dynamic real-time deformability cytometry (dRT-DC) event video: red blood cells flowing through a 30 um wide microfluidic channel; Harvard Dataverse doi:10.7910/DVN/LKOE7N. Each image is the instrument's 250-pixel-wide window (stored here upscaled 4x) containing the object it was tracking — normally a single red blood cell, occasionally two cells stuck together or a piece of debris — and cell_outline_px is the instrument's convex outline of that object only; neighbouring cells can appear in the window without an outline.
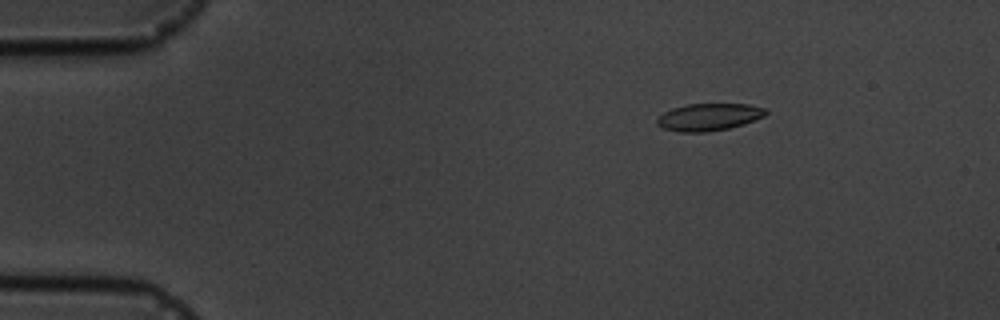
{"species": "common noctule bat (a hibernating species)", "species_latin": "Nyctalus noctula", "temperature_condition": "cold", "stored_images_in_passage": 16, "camera_frame_rate_fps": 3000, "um_per_image_px": 0.085, "animal": {"sex": "male", "body_mass_g": 19.5, "forearm_length_mm": 54.6}, "frame": {"image": 1, "passage_image": 3, "time_ms": 2.333, "image_size_px": [1000, 320], "cell_outline_px": [[768, 112], [764, 116], [744, 124], [728, 128], [704, 132], [680, 132], [664, 128], [656, 124], [656, 116], [672, 108], [688, 104], [748, 104], [764, 108]], "centroid_in_image_um": [60.22, 9.94], "position_along_channel_um": 24.8, "area_um2": 17.22}}
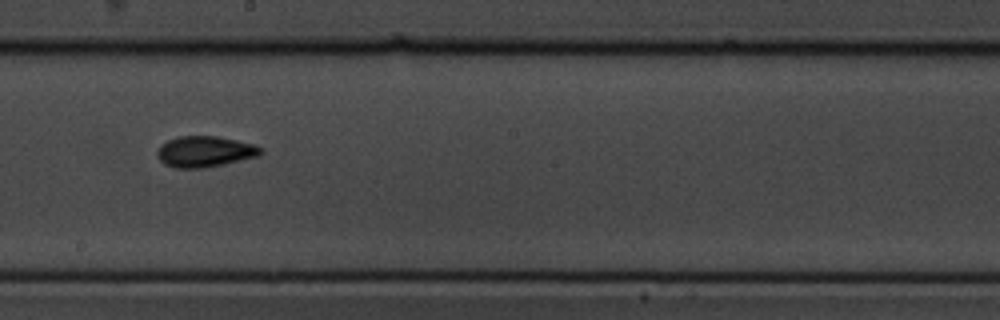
{"frame": {"image": 2, "passage_image": 10, "time_ms": 10.0, "image_size_px": [1000, 320], "cell_outline_px": [[264, 152], [260, 156], [224, 164], [204, 168], [172, 168], [164, 164], [156, 156], [156, 152], [160, 144], [168, 140], [180, 136], [216, 136], [236, 140], [252, 144], [264, 148]], "centroid_in_image_um": [17.41, 12.89], "position_along_channel_um": 230.8, "area_um2": 18.9}}
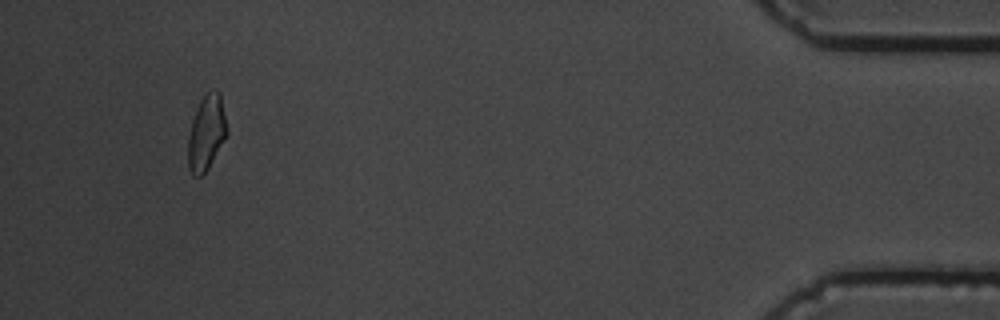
{"frame": {"image": 3, "passage_image": 16, "time_ms": 17.0, "image_size_px": [1000, 320], "cell_outline_px": [[228, 132], [224, 140], [208, 168], [200, 176], [192, 176], [188, 168], [188, 136], [192, 120], [200, 100], [212, 88], [216, 88], [220, 92], [228, 128]], "centroid_in_image_um": [17.55, 11.26], "position_along_channel_um": 417.6, "area_um2": 17.11}, "authors_computed_cell_mechanics": {"area_um2": 17.1666, "velocity_mm_per_s": 3.6395, "shape_relaxation_time_tau1_ms": 6.844, "shape_relaxation_time_tau2_ms": 4.9278, "deformation_change_tau1": 0.1456, "deformation_change_tau2": 0.1249}}